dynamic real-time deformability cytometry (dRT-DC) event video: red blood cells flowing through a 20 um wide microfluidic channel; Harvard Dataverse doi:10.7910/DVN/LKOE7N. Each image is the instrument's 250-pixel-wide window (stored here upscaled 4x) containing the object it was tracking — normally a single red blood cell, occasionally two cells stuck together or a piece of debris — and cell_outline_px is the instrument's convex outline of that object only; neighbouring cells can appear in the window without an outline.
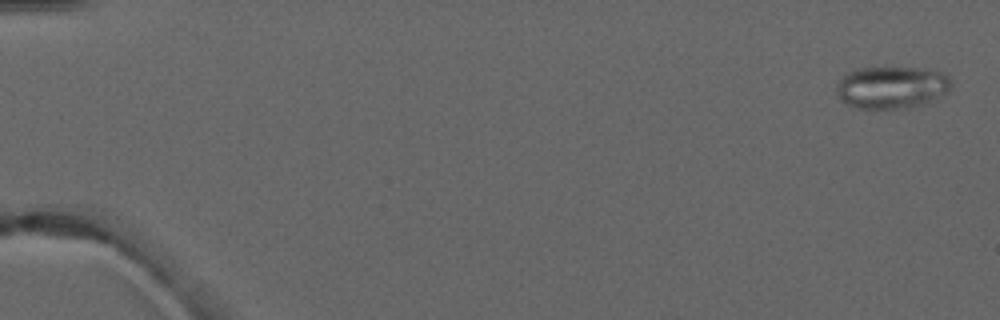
{"species": "common noctule bat (a hibernating species)", "species_latin": "Nyctalus noctula", "temperature_condition": "warm", "stored_images_in_passage": 5, "camera_frame_rate_fps": 3000, "um_per_image_px": 0.085, "animal": {"sex": "male", "forearm_length_mm": 52.5}, "frame": {"image": 1, "passage_image": 1, "time_ms": 0.0, "image_size_px": [1000, 320], "cell_outline_px": [[952, 88], [948, 92], [924, 104], [912, 108], [860, 108], [848, 104], [840, 100], [836, 96], [836, 84], [848, 72], [856, 68], [884, 64], [924, 68], [940, 72], [948, 76], [952, 84]], "centroid_in_image_um": [75.78, 7.37], "position_along_channel_um": 9.2, "area_um2": 29.36}}